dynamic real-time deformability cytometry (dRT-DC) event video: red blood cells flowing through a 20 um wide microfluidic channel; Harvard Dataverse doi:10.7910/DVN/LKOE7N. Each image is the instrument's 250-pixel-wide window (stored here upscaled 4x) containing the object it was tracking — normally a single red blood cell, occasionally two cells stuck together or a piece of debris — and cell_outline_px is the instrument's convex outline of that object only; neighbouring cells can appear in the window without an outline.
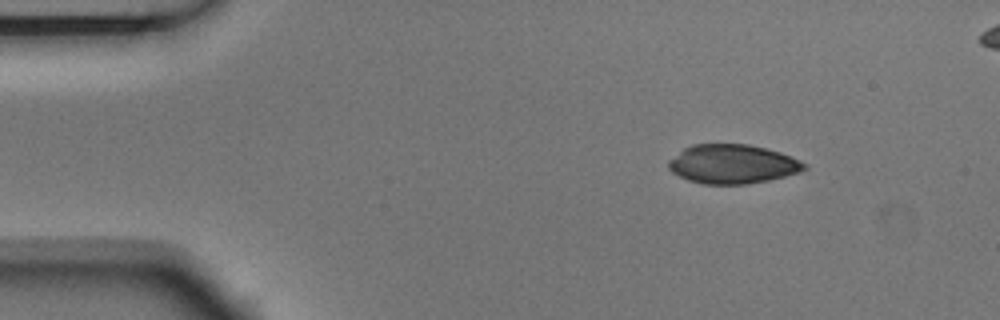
{"species": "Egyptian fruit bat (a non-hibernating species)", "species_latin": "Rousettus aegyptiacus", "temperature_condition": "room temperature", "stored_images_in_passage": 4, "segment_of_instrument_passage": [1, 2], "camera_frame_rate_fps": 3000, "um_per_image_px": 0.085, "animal": {"sex": "male"}, "frame": {"image": 1, "passage_image": 1, "time_ms": 0.0, "image_size_px": [1000, 320], "cell_outline_px": [[808, 168], [800, 172], [768, 180], [744, 184], [704, 184], [688, 180], [672, 172], [668, 168], [668, 160], [684, 148], [692, 144], [748, 144], [780, 152], [792, 156], [808, 164]], "centroid_in_image_um": [62.27, 13.94], "position_along_channel_um": 22.7, "area_um2": 30.98}}